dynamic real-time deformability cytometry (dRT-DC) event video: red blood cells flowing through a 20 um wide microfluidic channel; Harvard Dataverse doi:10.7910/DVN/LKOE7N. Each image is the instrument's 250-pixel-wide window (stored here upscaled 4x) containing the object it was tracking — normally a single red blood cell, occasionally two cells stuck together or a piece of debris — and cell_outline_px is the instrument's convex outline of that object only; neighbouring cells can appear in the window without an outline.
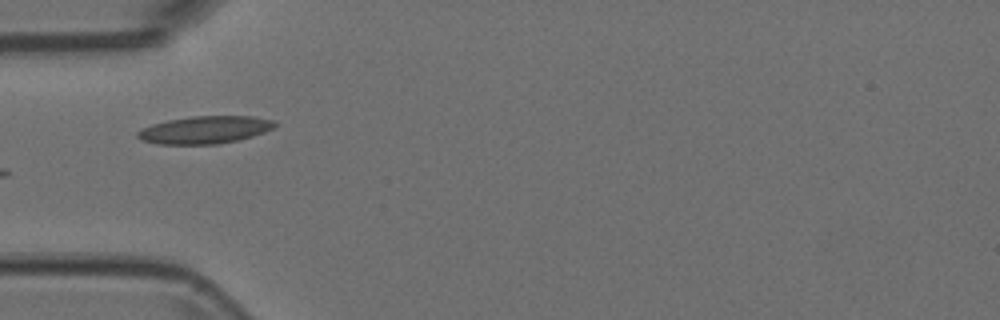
{"species": "Egyptian fruit bat (a non-hibernating species)", "species_latin": "Rousettus aegyptiacus", "temperature_condition": "room temperature", "stored_images_in_passage": 35, "camera_frame_rate_fps": 3000, "um_per_image_px": 0.085, "animal": {"sex": "female"}, "frame": {"image": 1, "passage_image": 1, "time_ms": 0.0, "image_size_px": [1000, 320], "cell_outline_px": [[276, 124], [272, 128], [264, 132], [252, 136], [220, 144], [156, 144], [140, 140], [136, 136], [136, 132], [140, 128], [152, 124], [168, 120], [192, 116], [252, 116], [272, 120]], "centroid_in_image_um": [17.34, 11.04], "position_along_channel_um": 67.7, "area_um2": 22.02}}